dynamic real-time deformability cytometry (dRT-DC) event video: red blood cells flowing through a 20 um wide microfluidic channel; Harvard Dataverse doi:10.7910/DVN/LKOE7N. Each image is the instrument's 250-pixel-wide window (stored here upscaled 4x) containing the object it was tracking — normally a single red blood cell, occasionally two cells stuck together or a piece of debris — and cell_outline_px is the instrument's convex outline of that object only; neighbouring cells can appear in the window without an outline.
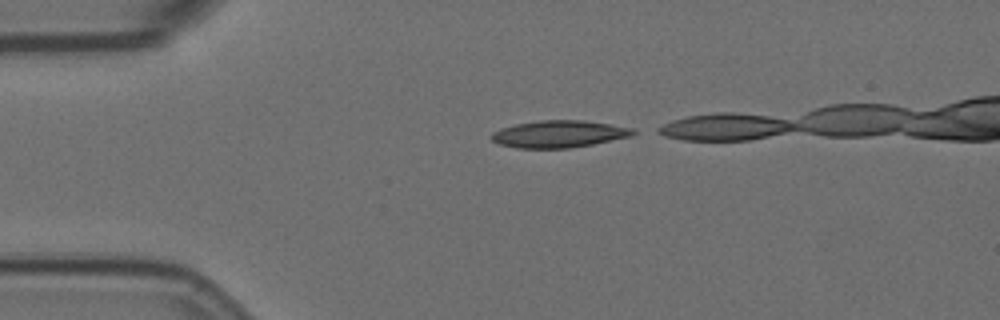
{"species": "Egyptian fruit bat (a non-hibernating species)", "species_latin": "Rousettus aegyptiacus", "temperature_condition": "room temperature", "stored_images_in_passage": 13, "camera_frame_rate_fps": 3000, "um_per_image_px": 0.085, "animal": {"sex": "female"}, "frame": {"image": 1, "passage_image": 1, "time_ms": 0.0, "image_size_px": [1000, 320], "cell_outline_px": [[640, 132], [632, 136], [592, 144], [568, 148], [516, 148], [500, 144], [492, 140], [488, 136], [492, 132], [500, 128], [516, 124], [540, 120], [584, 120], [636, 128]], "centroid_in_image_um": [47.54, 11.38], "position_along_channel_um": 37.5, "area_um2": 22.6}}
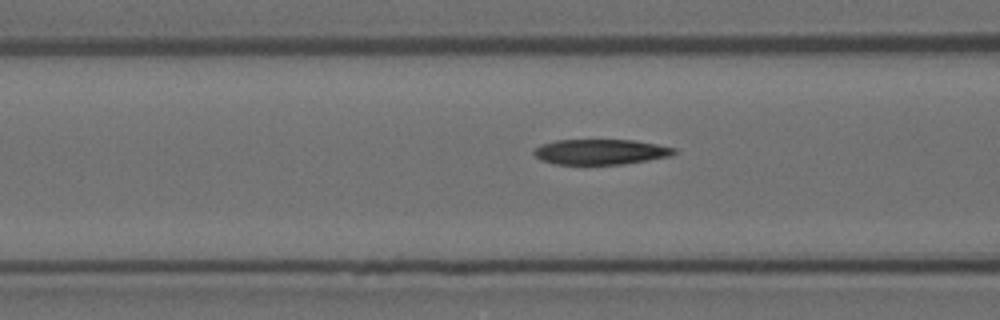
{"frame": {"image": 2, "passage_image": 10, "time_ms": 3.0, "image_size_px": [1000, 320], "cell_outline_px": [[680, 152], [672, 156], [624, 164], [556, 164], [540, 160], [532, 152], [536, 148], [544, 144], [556, 140], [636, 140], [676, 148]], "centroid_in_image_um": [51.12, 12.91], "position_along_channel_um": 115.5, "area_um2": 20.75}}